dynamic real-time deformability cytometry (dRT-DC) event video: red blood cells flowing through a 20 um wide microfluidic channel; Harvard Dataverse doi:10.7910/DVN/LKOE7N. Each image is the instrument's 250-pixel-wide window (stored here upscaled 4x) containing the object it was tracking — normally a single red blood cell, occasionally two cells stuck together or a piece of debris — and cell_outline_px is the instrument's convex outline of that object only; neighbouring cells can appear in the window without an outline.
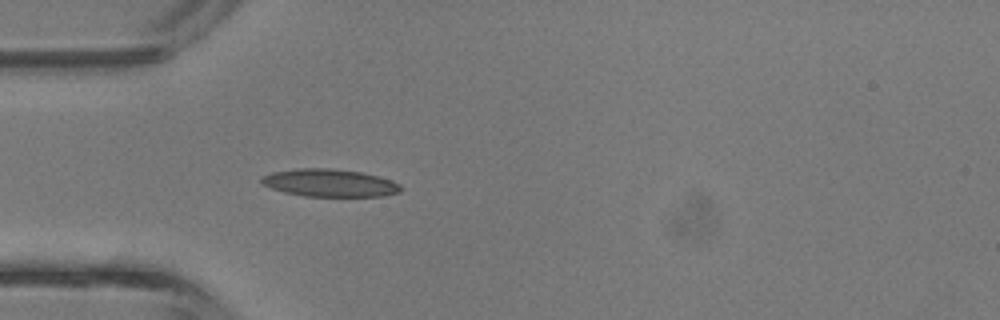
{"species": "common noctule bat (a hibernating species)", "species_latin": "Nyctalus noctula", "temperature_condition": "room temperature", "stored_images_in_passage": 5, "camera_frame_rate_fps": 3000, "um_per_image_px": 0.085, "animal": {"sex": "male", "body_mass_g": 13.3}, "frame": {"image": 1, "passage_image": 5, "time_ms": 1.333, "image_size_px": [1000, 320], "cell_outline_px": [[404, 188], [400, 192], [384, 196], [304, 196], [284, 192], [260, 184], [260, 180], [264, 176], [272, 172], [300, 168], [332, 168], [360, 172], [392, 180], [400, 184]], "centroid_in_image_um": [28.04, 15.55], "position_along_channel_um": 57.0, "area_um2": 22.43}}